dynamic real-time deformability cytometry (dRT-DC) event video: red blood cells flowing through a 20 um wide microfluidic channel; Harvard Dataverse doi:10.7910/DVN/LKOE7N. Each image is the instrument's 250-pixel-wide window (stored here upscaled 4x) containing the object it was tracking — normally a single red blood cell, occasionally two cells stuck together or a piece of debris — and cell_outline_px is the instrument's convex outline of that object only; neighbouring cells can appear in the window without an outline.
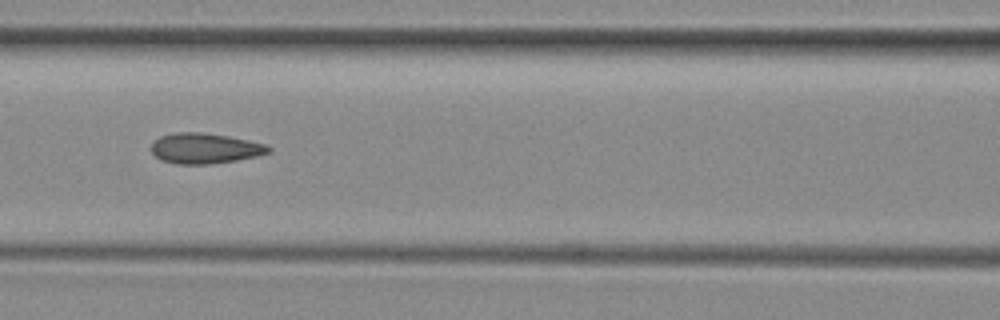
{"species": "common noctule bat (a hibernating species)", "species_latin": "Nyctalus noctula", "temperature_condition": "room temperature", "stored_images_in_passage": 51, "camera_frame_rate_fps": 3000, "um_per_image_px": 0.085, "animal": {"sex": "female", "body_mass_g": 29.2, "forearm_length_mm": 56.3}, "frame": {"image": 1, "passage_image": 22, "time_ms": 7.0, "image_size_px": [1000, 320], "cell_outline_px": [[272, 152], [256, 156], [236, 160], [208, 164], [176, 164], [160, 160], [152, 152], [152, 144], [160, 136], [176, 132], [204, 132], [228, 136], [248, 140], [264, 144], [272, 148]], "centroid_in_image_um": [17.42, 12.61], "position_along_channel_um": 149.2, "area_um2": 20.75}}
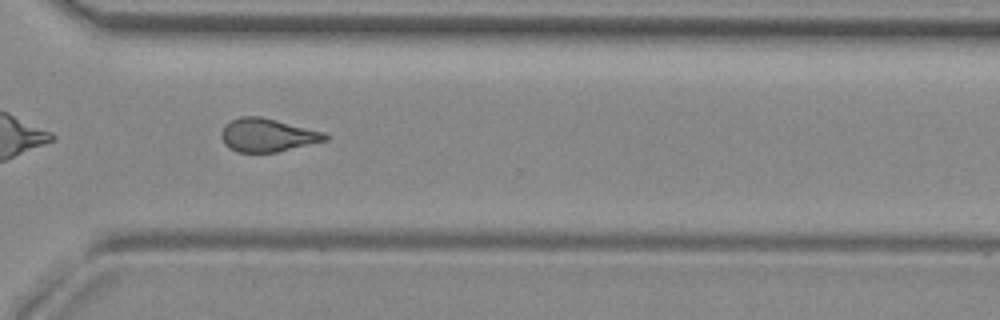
{"frame": {"image": 2, "passage_image": 37, "time_ms": 12.0, "image_size_px": [1000, 320], "cell_outline_px": [[328, 140], [276, 152], [236, 152], [228, 148], [224, 144], [220, 136], [220, 132], [224, 124], [240, 116], [260, 116], [324, 132], [328, 136]], "centroid_in_image_um": [22.68, 11.48], "position_along_channel_um": 347.9, "area_um2": 20.17}, "authors_computed_cell_mechanics": {"area_um2": 20.519, "velocity_mm_per_s": 3.9781, "shape_relaxation_time_tau1_ms": null, "shape_relaxation_time_tau2_ms": 1.7559, "deformation_change_tau1": null, "deformation_change_tau2": 0.098}}